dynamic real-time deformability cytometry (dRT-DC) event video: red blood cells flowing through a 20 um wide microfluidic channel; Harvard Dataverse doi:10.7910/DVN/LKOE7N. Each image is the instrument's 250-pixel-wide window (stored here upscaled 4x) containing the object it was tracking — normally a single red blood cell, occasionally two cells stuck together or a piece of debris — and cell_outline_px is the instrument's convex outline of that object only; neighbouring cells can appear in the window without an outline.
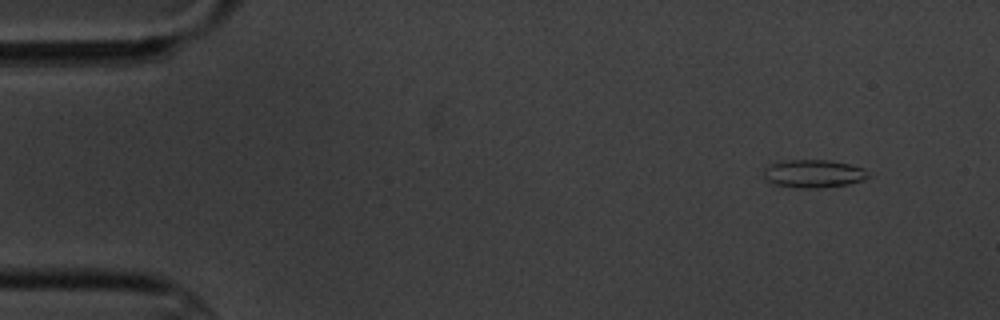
{"species": "common noctule bat (a hibernating species)", "species_latin": "Nyctalus noctula", "temperature_condition": "cold", "stored_images_in_passage": 8, "camera_frame_rate_fps": 3000, "um_per_image_px": 0.085, "animal": {"sex": "male", "body_mass_g": 20.1, "forearm_length_mm": 53.5}, "frame": {"image": 1, "passage_image": 1, "time_ms": 0.0, "image_size_px": [1000, 320], "cell_outline_px": [[872, 176], [864, 180], [848, 184], [820, 188], [792, 188], [772, 184], [764, 176], [764, 168], [768, 164], [784, 160], [832, 160], [864, 168]], "centroid_in_image_um": [69.15, 14.76], "position_along_channel_um": 15.9, "area_um2": 17.4}}
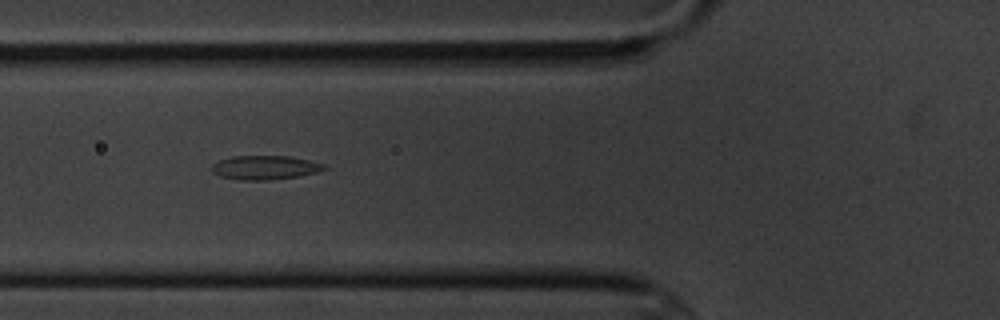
{"frame": {"image": 2, "passage_image": 5, "time_ms": 5.333, "image_size_px": [1000, 320], "cell_outline_px": [[328, 168], [320, 172], [300, 176], [268, 180], [240, 180], [220, 176], [212, 172], [212, 164], [220, 160], [232, 156], [288, 156], [308, 160], [324, 164]], "centroid_in_image_um": [22.54, 14.24], "position_along_channel_um": 103.3, "area_um2": 15.78}}
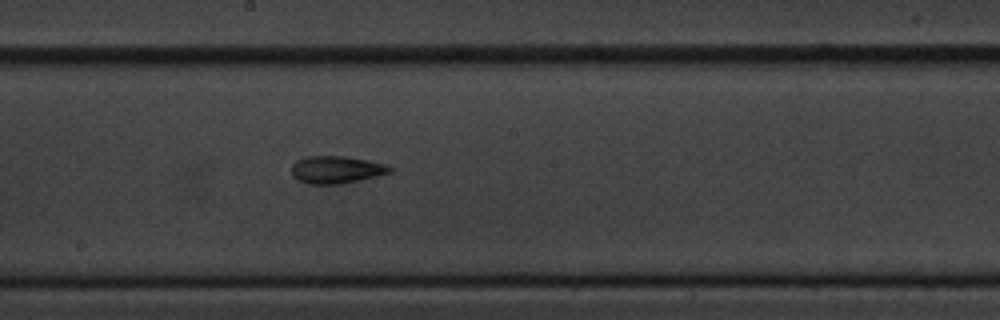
{"frame": {"image": 3, "passage_image": 8, "time_ms": 8.667, "image_size_px": [1000, 320], "cell_outline_px": [[396, 168], [392, 172], [376, 176], [340, 184], [308, 184], [292, 176], [292, 164], [296, 160], [308, 156], [344, 156], [368, 160], [384, 164]], "centroid_in_image_um": [28.6, 14.42], "position_along_channel_um": 219.6, "area_um2": 15.72}}